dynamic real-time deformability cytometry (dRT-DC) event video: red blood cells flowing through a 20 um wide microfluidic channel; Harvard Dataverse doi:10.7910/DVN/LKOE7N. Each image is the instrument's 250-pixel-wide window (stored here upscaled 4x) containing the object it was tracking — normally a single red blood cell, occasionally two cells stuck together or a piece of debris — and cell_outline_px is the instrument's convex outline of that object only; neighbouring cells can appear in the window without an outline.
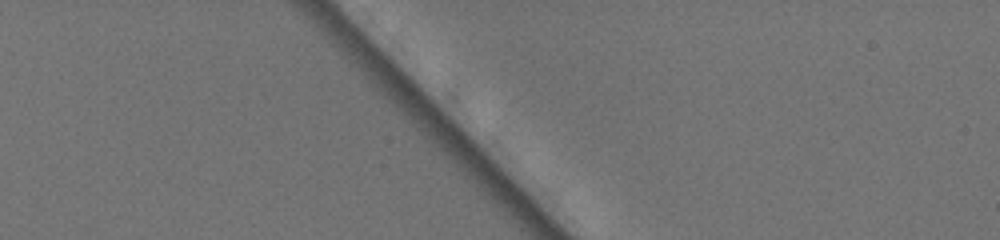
{"species": "common noctule bat (a hibernating species)", "species_latin": "Nyctalus noctula", "temperature_condition": "warm", "stored_images_in_passage": 2, "camera_frame_rate_fps": 3000, "um_per_image_px": 0.085, "animal": {"sex": "female", "body_mass_g": 19.5, "forearm_length_mm": 54.1}, "frame": {"image": 1, "passage_image": 2, "time_ms": 0.333, "image_size_px": [1000, 240], "cell_outline_px": [[476, 168], [468, 168], [408, 112], [396, 100], [388, 88], [392, 80], [404, 88], [476, 160]], "centroid_in_image_um": [36.65, 10.57], "position_along_channel_um": 48.4, "area_um2": 10.81}}